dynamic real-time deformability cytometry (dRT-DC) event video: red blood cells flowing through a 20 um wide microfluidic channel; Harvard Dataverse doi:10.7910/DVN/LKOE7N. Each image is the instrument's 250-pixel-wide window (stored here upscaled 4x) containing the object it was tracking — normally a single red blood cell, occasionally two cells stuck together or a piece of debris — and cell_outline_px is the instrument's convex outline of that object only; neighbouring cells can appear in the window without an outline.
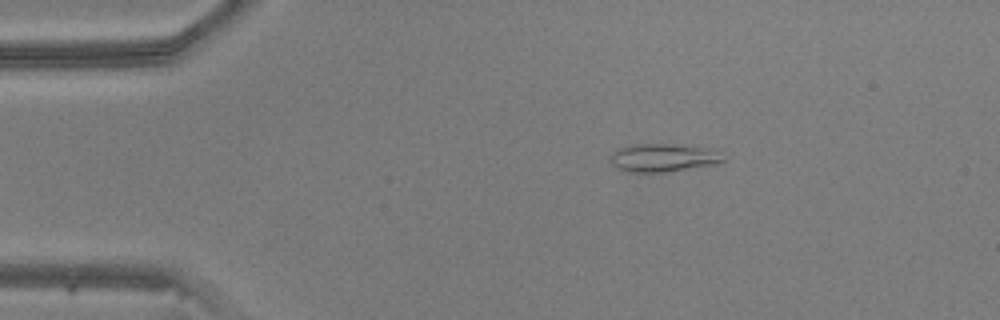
{"species": "common noctule bat (a hibernating species)", "species_latin": "Nyctalus noctula", "temperature_condition": "warm", "stored_images_in_passage": 39, "camera_frame_rate_fps": 3000, "um_per_image_px": 0.085, "animal": {"sex": "male", "body_mass_g": 20.5, "forearm_length_mm": 52.5}, "frame": {"image": 1, "passage_image": 1, "time_ms": 0.0, "image_size_px": [1000, 320], "cell_outline_px": [[724, 160], [716, 164], [664, 172], [628, 172], [612, 164], [608, 160], [608, 156], [616, 148], [632, 144], [672, 144], [708, 148]], "centroid_in_image_um": [56.23, 13.4], "position_along_channel_um": 28.8, "area_um2": 18.26}}
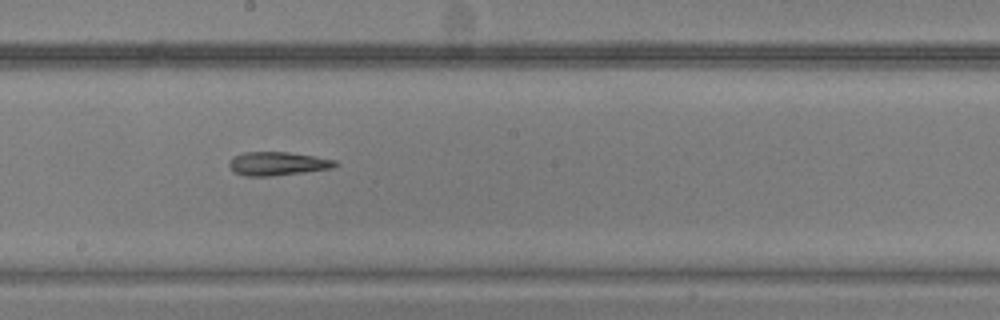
{"frame": {"image": 2, "passage_image": 19, "time_ms": 6.0, "image_size_px": [1000, 320], "cell_outline_px": [[340, 164], [332, 168], [304, 172], [272, 176], [244, 176], [236, 172], [228, 164], [236, 156], [244, 152], [288, 152], [316, 156], [336, 160]], "centroid_in_image_um": [23.67, 13.91], "position_along_channel_um": 224.5, "area_um2": 14.45}}
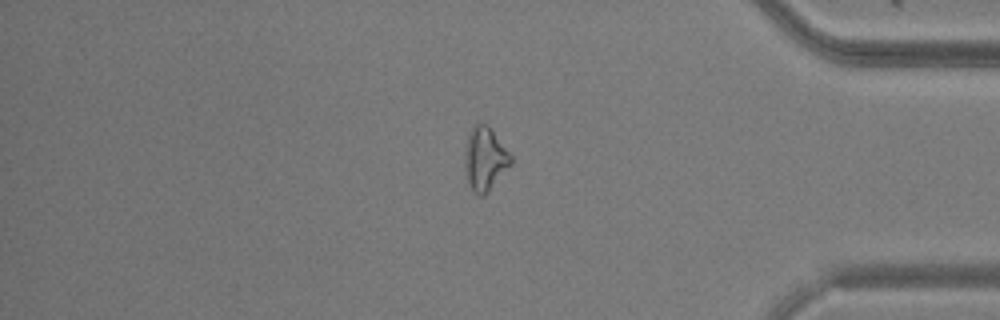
{"frame": {"image": 3, "passage_image": 33, "time_ms": 10.667, "image_size_px": [1000, 320], "cell_outline_px": [[512, 164], [488, 192], [484, 196], [480, 196], [472, 188], [468, 180], [464, 168], [464, 152], [468, 136], [476, 120], [488, 124], [512, 156]], "centroid_in_image_um": [41.22, 13.46], "position_along_channel_um": 394.0, "area_um2": 17.17}}